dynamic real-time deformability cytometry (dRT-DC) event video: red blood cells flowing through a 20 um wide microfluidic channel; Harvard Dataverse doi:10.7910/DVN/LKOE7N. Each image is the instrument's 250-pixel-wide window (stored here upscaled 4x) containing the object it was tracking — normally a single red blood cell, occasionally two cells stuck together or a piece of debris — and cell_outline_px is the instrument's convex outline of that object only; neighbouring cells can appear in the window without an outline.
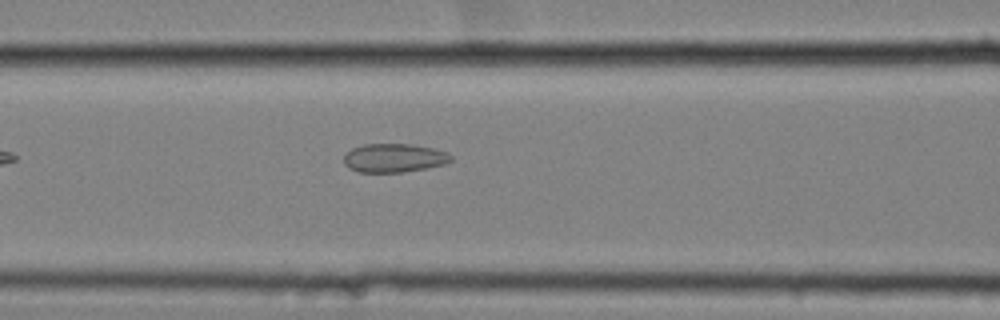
{"species": "common noctule bat (a hibernating species)", "species_latin": "Nyctalus noctula", "temperature_condition": "cold", "stored_images_in_passage": 23, "camera_frame_rate_fps": 3000, "um_per_image_px": 0.085, "animal": {"sex": "female", "body_mass_g": 25.1}, "frame": {"image": 1, "passage_image": 6, "time_ms": 1.667, "image_size_px": [1000, 320], "cell_outline_px": [[452, 160], [444, 164], [424, 168], [400, 172], [360, 172], [348, 168], [344, 164], [344, 156], [352, 148], [364, 144], [412, 144], [432, 148], [448, 152], [452, 156]], "centroid_in_image_um": [33.48, 13.42], "position_along_channel_um": 133.1, "area_um2": 17.8}}
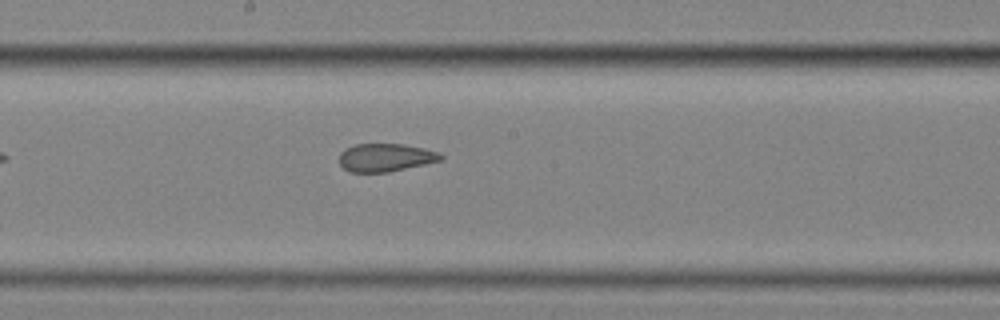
{"frame": {"image": 2, "passage_image": 13, "time_ms": 4.0, "image_size_px": [1000, 320], "cell_outline_px": [[444, 160], [388, 172], [352, 172], [344, 168], [340, 164], [340, 152], [344, 148], [356, 144], [404, 144], [424, 148], [440, 152], [444, 156]], "centroid_in_image_um": [32.81, 13.38], "position_along_channel_um": 215.4, "area_um2": 16.7}}
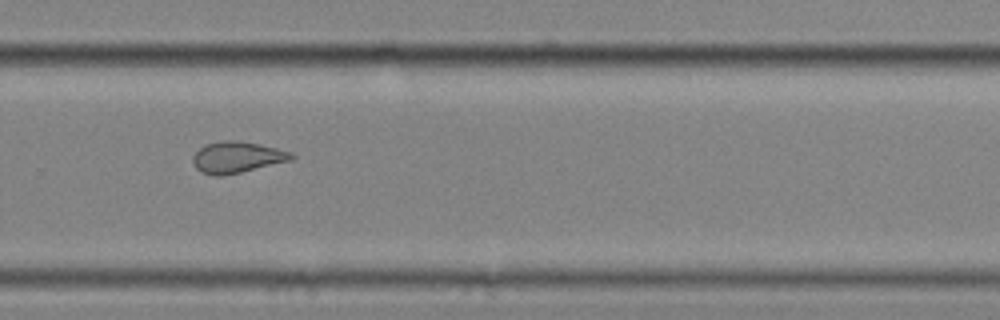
{"frame": {"image": 3, "passage_image": 21, "time_ms": 6.667, "image_size_px": [1000, 320], "cell_outline_px": [[296, 156], [292, 160], [240, 172], [220, 176], [216, 176], [200, 172], [196, 168], [192, 160], [192, 156], [204, 144], [224, 140], [240, 140], [260, 144], [292, 152]], "centroid_in_image_um": [20.14, 13.35], "position_along_channel_um": 309.7, "area_um2": 18.03}}